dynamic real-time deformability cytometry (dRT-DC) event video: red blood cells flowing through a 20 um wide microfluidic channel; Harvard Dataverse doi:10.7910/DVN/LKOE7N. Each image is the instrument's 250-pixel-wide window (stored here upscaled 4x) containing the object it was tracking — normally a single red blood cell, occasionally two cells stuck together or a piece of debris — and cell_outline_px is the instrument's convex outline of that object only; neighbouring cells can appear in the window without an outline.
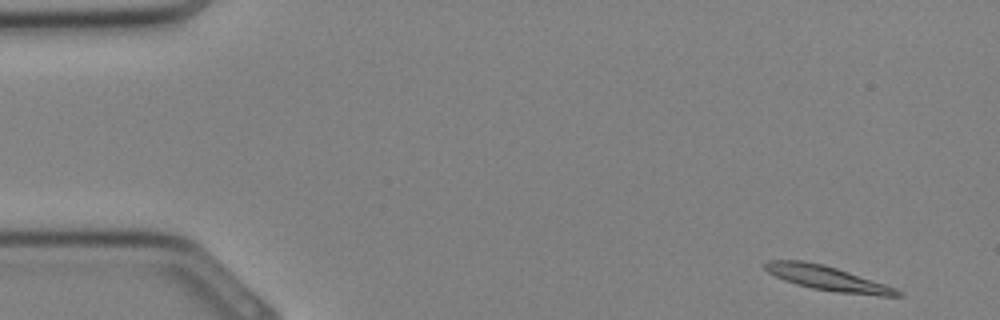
{"species": "Egyptian fruit bat (a non-hibernating species)", "species_latin": "Rousettus aegyptiacus", "temperature_condition": "cold", "stored_images_in_passage": 17, "camera_frame_rate_fps": 3000, "um_per_image_px": 0.085, "animal": {"sex": "female"}, "frame": {"image": 1, "passage_image": 1, "time_ms": 0.0, "image_size_px": [1000, 320], "cell_outline_px": [[904, 296], [880, 296], [836, 292], [812, 288], [796, 284], [784, 280], [768, 272], [760, 264], [768, 260], [804, 260], [824, 264], [896, 288], [904, 292]], "centroid_in_image_um": [70.32, 23.65], "position_along_channel_um": 14.7, "area_um2": 19.02}}
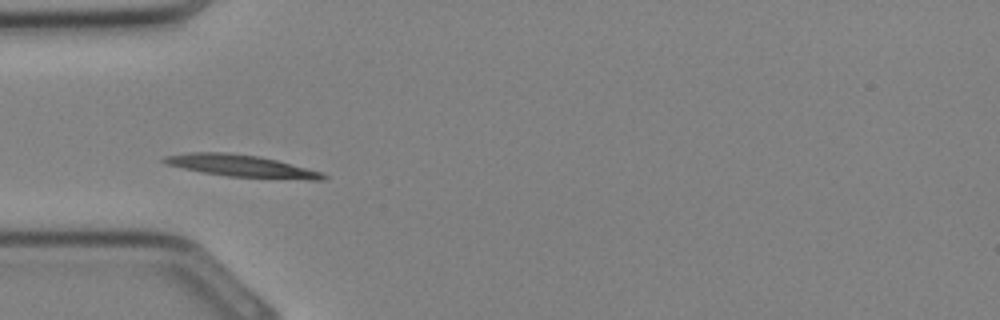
{"frame": {"image": 2, "passage_image": 9, "time_ms": 2.667, "image_size_px": [1000, 320], "cell_outline_px": [[328, 176], [324, 180], [308, 180], [228, 176], [204, 172], [164, 164], [160, 160], [164, 156], [188, 152], [228, 152], [256, 156], [276, 160], [324, 172]], "centroid_in_image_um": [20.53, 14.1], "position_along_channel_um": 64.5, "area_um2": 20.46}}
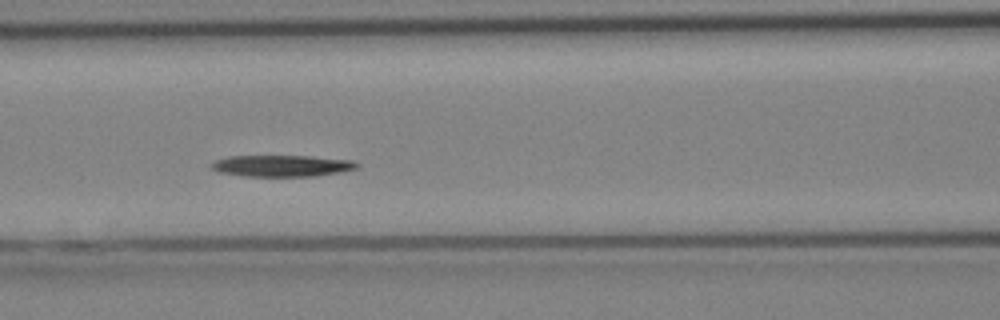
{"frame": {"image": 3, "passage_image": 13, "time_ms": 4.0, "image_size_px": [1000, 320], "cell_outline_px": [[360, 164], [356, 168], [316, 176], [244, 176], [220, 172], [212, 168], [208, 164], [216, 160], [228, 156], [312, 156], [352, 160]], "centroid_in_image_um": [23.93, 14.08], "position_along_channel_um": 142.7, "area_um2": 18.09}}